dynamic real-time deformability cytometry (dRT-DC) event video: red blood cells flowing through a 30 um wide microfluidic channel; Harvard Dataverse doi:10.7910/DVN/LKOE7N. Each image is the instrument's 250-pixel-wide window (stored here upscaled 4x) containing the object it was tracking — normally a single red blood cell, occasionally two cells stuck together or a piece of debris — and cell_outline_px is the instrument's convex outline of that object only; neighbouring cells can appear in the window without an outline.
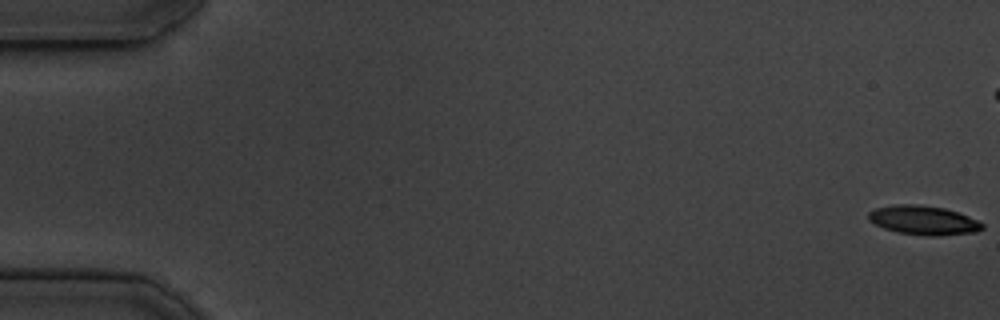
{"species": "common noctule bat (a hibernating species)", "species_latin": "Nyctalus noctula", "temperature_condition": "cold", "stored_images_in_passage": 47, "camera_frame_rate_fps": 3000, "um_per_image_px": 0.085, "animal": {"sex": "male", "body_mass_g": 19.5, "forearm_length_mm": 54.6}, "frame": {"image": 1, "passage_image": 1, "time_ms": 0.0, "image_size_px": [1000, 320], "cell_outline_px": [[984, 228], [976, 232], [936, 236], [928, 236], [896, 232], [884, 228], [868, 220], [868, 212], [876, 208], [896, 204], [916, 204], [944, 208], [968, 216], [984, 224]], "centroid_in_image_um": [78.48, 18.72], "position_along_channel_um": 6.5, "area_um2": 19.25}}